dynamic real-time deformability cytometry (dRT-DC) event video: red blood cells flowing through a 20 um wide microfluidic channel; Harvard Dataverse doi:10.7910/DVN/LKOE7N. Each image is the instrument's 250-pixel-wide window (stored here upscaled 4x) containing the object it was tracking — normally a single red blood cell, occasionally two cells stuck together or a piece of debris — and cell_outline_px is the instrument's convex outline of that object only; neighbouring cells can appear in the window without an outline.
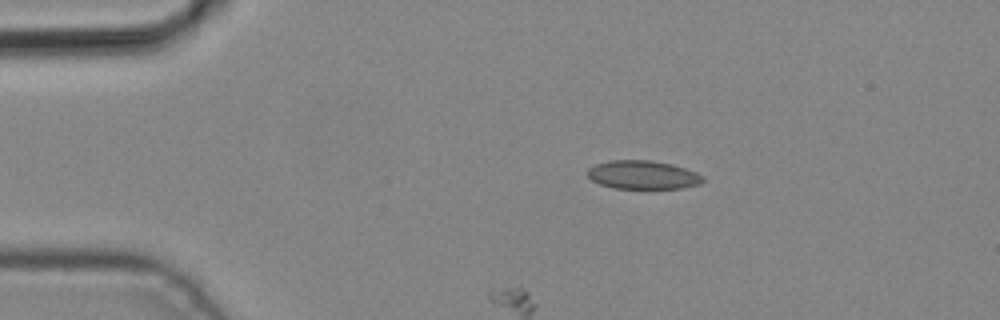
{"species": "common noctule bat (a hibernating species)", "species_latin": "Nyctalus noctula", "temperature_condition": "cold", "stored_images_in_passage": 3, "camera_frame_rate_fps": 3000, "um_per_image_px": 0.085, "animal": {"sex": "male", "body_mass_g": 19.2, "forearm_length_mm": 51.8}, "frame": {"image": 1, "passage_image": 1, "time_ms": 0.0, "image_size_px": [1000, 320], "cell_outline_px": [[704, 180], [700, 184], [680, 188], [612, 188], [600, 184], [592, 180], [588, 176], [588, 168], [596, 164], [608, 160], [652, 160], [672, 164], [696, 172], [704, 176]], "centroid_in_image_um": [54.64, 14.85], "position_along_channel_um": 30.4, "area_um2": 19.19}}